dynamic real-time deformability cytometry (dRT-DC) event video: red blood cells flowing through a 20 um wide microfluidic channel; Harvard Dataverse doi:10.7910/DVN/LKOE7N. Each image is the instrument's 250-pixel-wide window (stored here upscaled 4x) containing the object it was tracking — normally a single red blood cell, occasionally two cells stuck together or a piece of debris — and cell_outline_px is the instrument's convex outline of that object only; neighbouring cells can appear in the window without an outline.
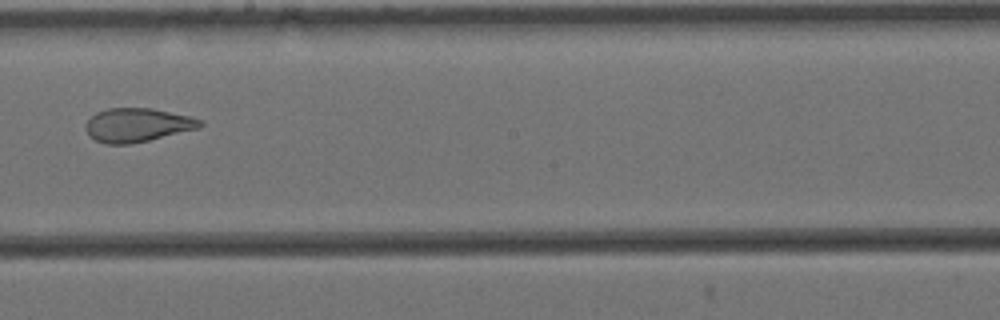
{"species": "Egyptian fruit bat (a non-hibernating species)", "species_latin": "Rousettus aegyptiacus", "temperature_condition": "cold", "stored_images_in_passage": 15, "camera_frame_rate_fps": 3000, "um_per_image_px": 0.085, "animal": {"sex": "female"}, "frame": {"image": 1, "passage_image": 9, "time_ms": 2.667, "image_size_px": [1000, 320], "cell_outline_px": [[204, 124], [200, 128], [148, 140], [128, 144], [104, 144], [88, 136], [84, 128], [84, 124], [96, 112], [108, 108], [152, 108], [192, 116], [200, 120]], "centroid_in_image_um": [11.65, 10.62], "position_along_channel_um": 236.5, "area_um2": 22.66}}
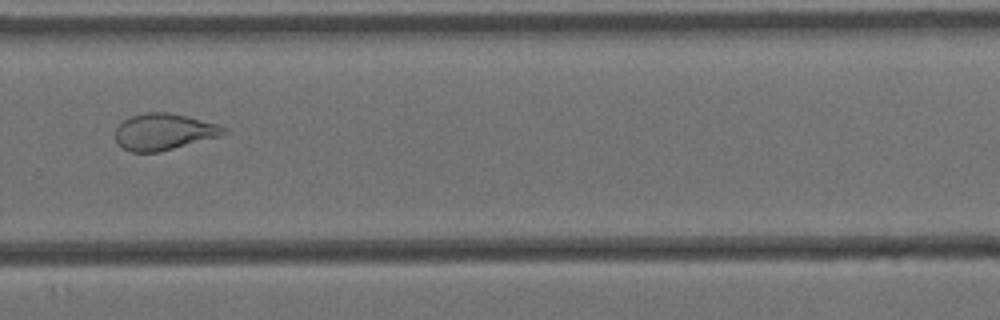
{"frame": {"image": 2, "passage_image": 11, "time_ms": 3.333, "image_size_px": [1000, 320], "cell_outline_px": [[228, 132], [220, 136], [160, 152], [132, 152], [124, 148], [116, 140], [116, 128], [124, 120], [132, 116], [144, 112], [168, 112], [220, 124], [228, 128]], "centroid_in_image_um": [13.97, 11.2], "position_along_channel_um": 315.8, "area_um2": 23.0}}
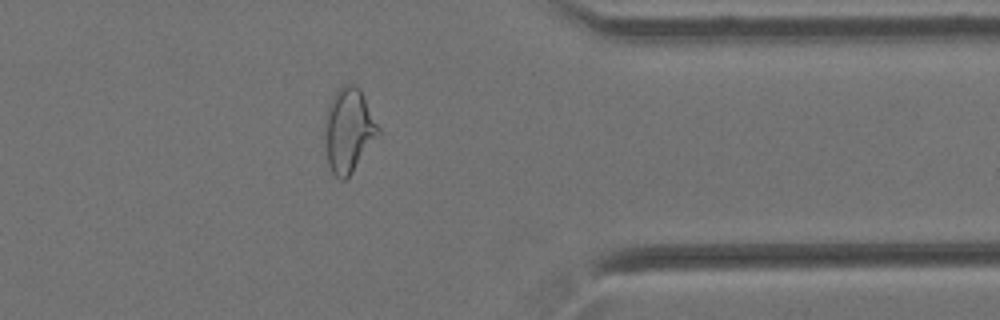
{"frame": {"image": 3, "passage_image": 13, "time_ms": 4.0, "image_size_px": [1000, 320], "cell_outline_px": [[380, 136], [352, 172], [344, 180], [340, 180], [332, 172], [328, 164], [324, 136], [324, 120], [328, 104], [332, 96], [344, 84], [352, 84], [360, 88], [380, 128]], "centroid_in_image_um": [29.64, 11.07], "position_along_channel_um": 381.8, "area_um2": 26.53}}